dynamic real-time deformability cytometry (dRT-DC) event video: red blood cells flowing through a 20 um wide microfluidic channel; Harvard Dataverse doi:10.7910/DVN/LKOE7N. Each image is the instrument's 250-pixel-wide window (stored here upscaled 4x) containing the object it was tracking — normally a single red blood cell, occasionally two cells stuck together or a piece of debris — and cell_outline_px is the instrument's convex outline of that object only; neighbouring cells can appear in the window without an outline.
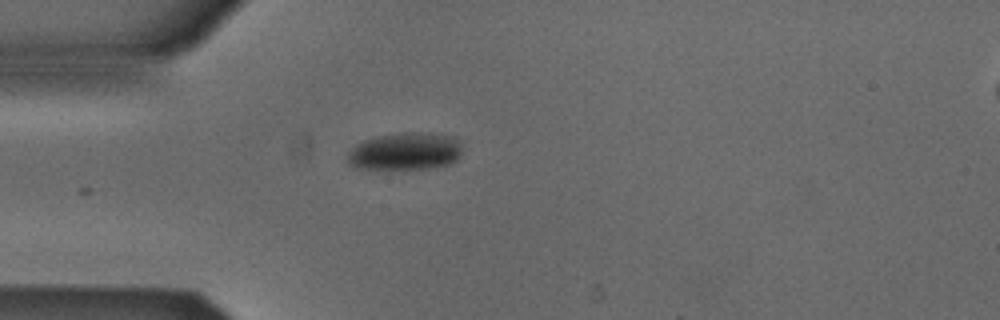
{"species": "Egyptian fruit bat (a non-hibernating species)", "species_latin": "Rousettus aegyptiacus", "temperature_condition": "cold", "stored_images_in_passage": 8, "camera_frame_rate_fps": 3000, "um_per_image_px": 0.085, "animal": {"sex": "male"}, "frame": {"image": 1, "passage_image": 1, "time_ms": 0.0, "image_size_px": [1000, 320], "cell_outline_px": [[460, 156], [456, 160], [448, 164], [424, 168], [356, 168], [348, 164], [348, 152], [356, 144], [364, 140], [376, 136], [404, 132], [412, 132], [452, 136], [460, 144]], "centroid_in_image_um": [34.4, 12.86], "position_along_channel_um": 50.6, "area_um2": 24.57}}
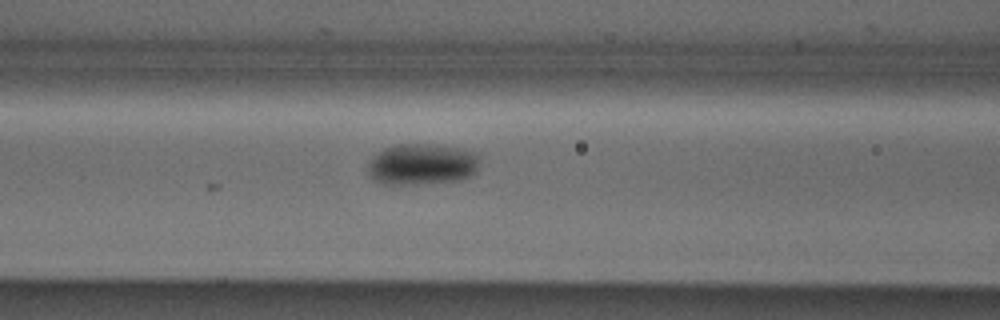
{"frame": {"image": 2, "passage_image": 8, "time_ms": 2.333, "image_size_px": [1000, 320], "cell_outline_px": [[480, 156], [476, 172], [472, 176], [460, 180], [416, 184], [380, 184], [368, 172], [368, 164], [372, 156], [376, 152], [384, 148], [396, 144], [436, 144], [460, 148], [476, 152]], "centroid_in_image_um": [35.88, 13.95], "position_along_channel_um": 130.7, "area_um2": 27.22}}